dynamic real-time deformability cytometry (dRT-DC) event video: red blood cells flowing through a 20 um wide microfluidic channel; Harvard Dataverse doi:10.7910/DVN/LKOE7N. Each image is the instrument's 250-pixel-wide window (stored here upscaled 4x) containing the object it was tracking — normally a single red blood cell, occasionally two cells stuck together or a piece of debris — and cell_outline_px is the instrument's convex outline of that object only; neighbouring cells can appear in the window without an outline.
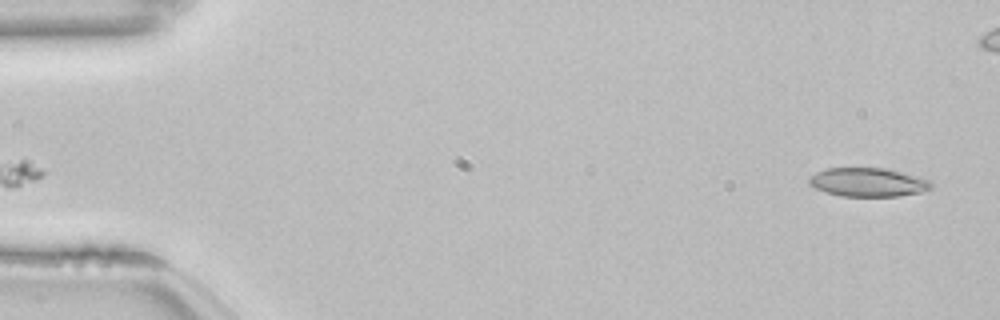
{"species": "common noctule bat (a hibernating species)", "species_latin": "Nyctalus noctula", "temperature_condition": "room temperature", "stored_images_in_passage": 48, "camera_frame_rate_fps": 3000, "um_per_image_px": 0.085, "animal": {"sex": "female", "body_mass_g": 22.7, "forearm_length_mm": 54.2}, "frame": {"image": 1, "passage_image": 2, "time_ms": 0.333, "image_size_px": [1000, 320], "cell_outline_px": [[932, 188], [920, 192], [896, 196], [840, 196], [824, 192], [808, 184], [808, 176], [816, 172], [828, 168], [884, 168], [900, 172], [928, 180], [932, 184]], "centroid_in_image_um": [73.7, 15.49], "position_along_channel_um": 11.3, "area_um2": 20.29}}
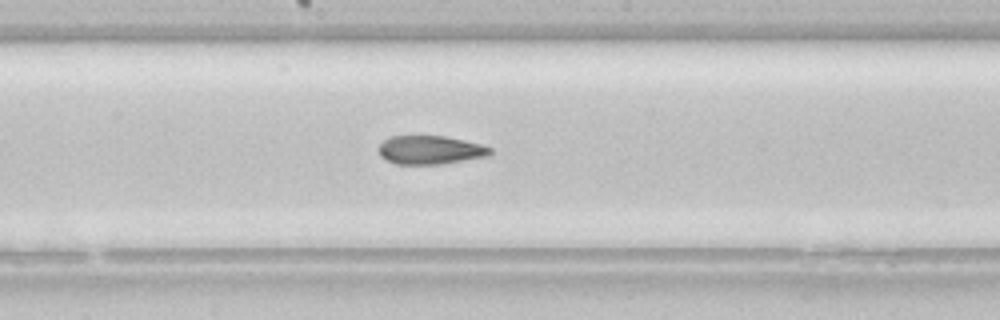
{"frame": {"image": 2, "passage_image": 28, "time_ms": 9.0, "image_size_px": [1000, 320], "cell_outline_px": [[492, 152], [488, 156], [440, 164], [396, 164], [380, 156], [376, 148], [388, 136], [444, 136], [464, 140], [480, 144], [492, 148]], "centroid_in_image_um": [36.53, 12.74], "position_along_channel_um": 211.7, "area_um2": 18.61}}
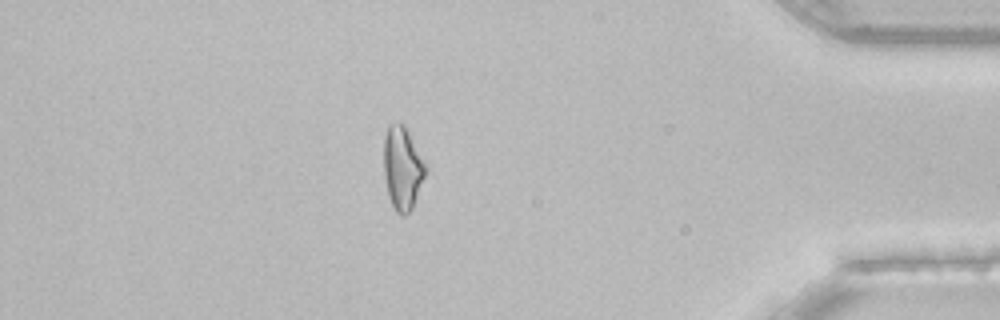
{"frame": {"image": 3, "passage_image": 46, "time_ms": 15.0, "image_size_px": [1000, 320], "cell_outline_px": [[428, 168], [412, 208], [404, 216], [400, 216], [396, 212], [388, 196], [384, 176], [384, 136], [388, 124], [396, 120], [400, 120], [404, 124]], "centroid_in_image_um": [34.19, 14.25], "position_along_channel_um": 401.0, "area_um2": 20.46}}